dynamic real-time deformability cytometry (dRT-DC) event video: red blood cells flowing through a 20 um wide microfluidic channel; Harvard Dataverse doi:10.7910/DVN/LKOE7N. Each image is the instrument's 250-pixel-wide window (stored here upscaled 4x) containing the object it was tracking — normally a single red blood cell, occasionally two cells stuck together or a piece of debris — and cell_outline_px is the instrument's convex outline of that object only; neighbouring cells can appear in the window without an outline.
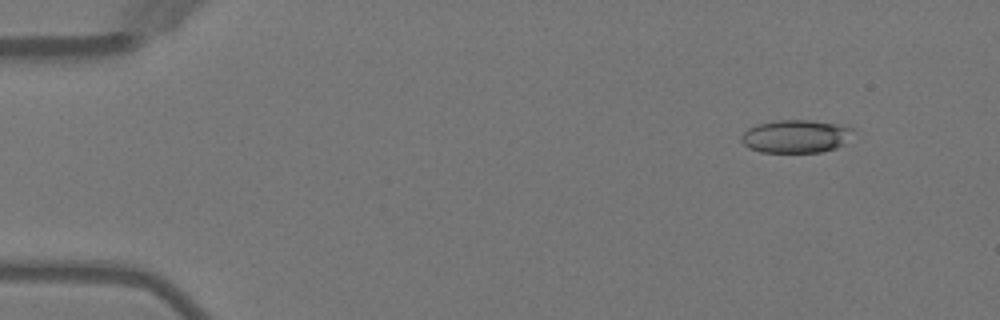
{"species": "Egyptian fruit bat (a non-hibernating species)", "species_latin": "Rousettus aegyptiacus", "temperature_condition": "warm", "stored_images_in_passage": 4, "camera_frame_rate_fps": 3000, "um_per_image_px": 0.085, "animal": {"sex": "female"}, "frame": {"image": 1, "passage_image": 4, "time_ms": 5.0, "image_size_px": [1000, 320], "cell_outline_px": [[856, 132], [844, 144], [836, 148], [824, 152], [760, 152], [748, 148], [740, 140], [744, 132], [748, 128], [756, 124], [776, 120], [812, 120], [836, 124], [856, 128]], "centroid_in_image_um": [67.69, 11.58], "position_along_channel_um": 17.3, "area_um2": 21.85}}